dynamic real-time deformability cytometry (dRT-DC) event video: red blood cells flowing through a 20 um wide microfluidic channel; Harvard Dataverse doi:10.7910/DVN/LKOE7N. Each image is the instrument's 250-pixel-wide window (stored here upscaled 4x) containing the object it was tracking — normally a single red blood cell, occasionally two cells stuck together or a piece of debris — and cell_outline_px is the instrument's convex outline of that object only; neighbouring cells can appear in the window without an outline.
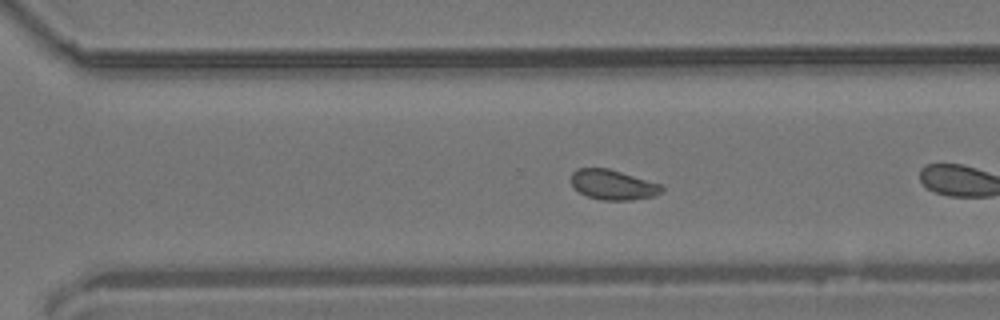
{"species": "common noctule bat (a hibernating species)", "species_latin": "Nyctalus noctula", "temperature_condition": "room temperature", "stored_images_in_passage": 37, "camera_frame_rate_fps": 3000, "um_per_image_px": 0.085, "animal": {"sex": "male", "body_mass_g": 19.2, "forearm_length_mm": 51.8}, "frame": {"image": 1, "passage_image": 21, "time_ms": 6.667, "image_size_px": [1000, 320], "cell_outline_px": [[664, 188], [660, 192], [652, 196], [632, 200], [600, 200], [588, 196], [572, 188], [572, 172], [576, 168], [608, 168], [660, 184]], "centroid_in_image_um": [52.05, 15.7], "position_along_channel_um": 318.5, "area_um2": 15.66}}